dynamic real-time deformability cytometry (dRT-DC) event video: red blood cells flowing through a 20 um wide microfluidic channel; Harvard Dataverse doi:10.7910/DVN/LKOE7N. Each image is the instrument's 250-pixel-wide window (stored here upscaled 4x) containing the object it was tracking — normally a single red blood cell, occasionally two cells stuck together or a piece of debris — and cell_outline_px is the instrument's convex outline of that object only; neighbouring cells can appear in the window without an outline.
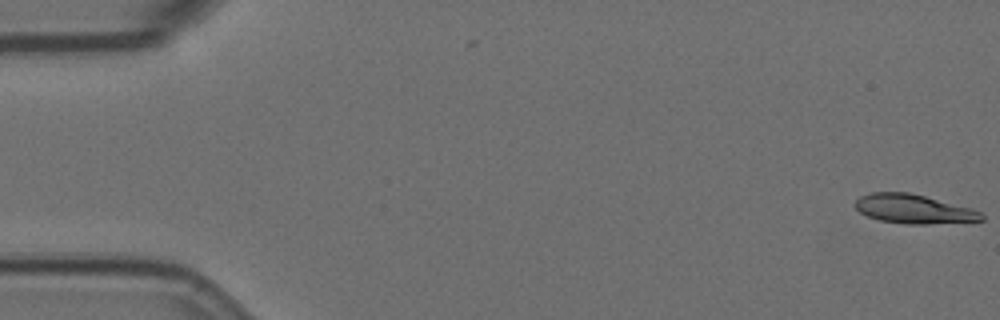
{"species": "Egyptian fruit bat (a non-hibernating species)", "species_latin": "Rousettus aegyptiacus", "temperature_condition": "room temperature", "stored_images_in_passage": 4, "camera_frame_rate_fps": 3000, "um_per_image_px": 0.085, "animal": {"sex": "female"}, "frame": {"image": 1, "passage_image": 1, "time_ms": 0.0, "image_size_px": [1000, 320], "cell_outline_px": [[984, 220], [924, 224], [904, 224], [880, 220], [868, 216], [860, 212], [852, 204], [860, 196], [872, 192], [908, 192], [972, 208], [980, 212], [984, 216]], "centroid_in_image_um": [77.63, 17.76], "position_along_channel_um": 7.4, "area_um2": 21.27}}